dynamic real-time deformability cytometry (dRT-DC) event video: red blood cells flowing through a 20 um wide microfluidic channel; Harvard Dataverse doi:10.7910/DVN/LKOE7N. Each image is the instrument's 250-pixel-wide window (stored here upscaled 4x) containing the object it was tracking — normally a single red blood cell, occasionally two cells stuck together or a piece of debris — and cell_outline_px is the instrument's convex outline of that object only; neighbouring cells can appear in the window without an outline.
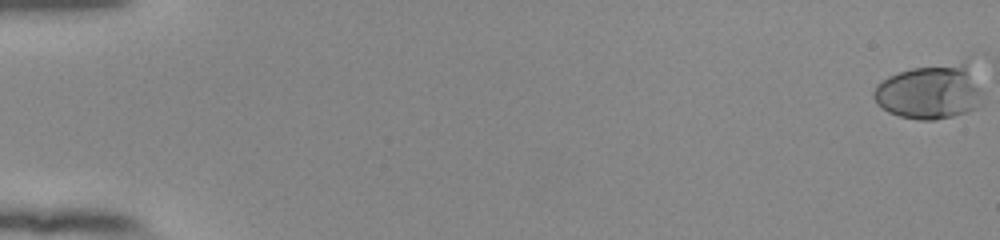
{"species": "human", "species_latin": "Homo sapiens", "temperature_condition": "room temperature", "stored_images_in_passage": 56, "camera_frame_rate_fps": 3000, "um_per_image_px": 0.085, "donor": {"sex": "female"}, "frame": {"image": 1, "passage_image": 1, "time_ms": 0.0, "image_size_px": [1000, 240], "cell_outline_px": [[984, 104], [980, 108], [968, 112], [936, 120], [920, 120], [900, 116], [888, 112], [876, 104], [872, 96], [872, 92], [876, 84], [888, 76], [912, 68], [960, 64], [964, 64], [984, 96]], "centroid_in_image_um": [78.99, 7.88], "position_along_channel_um": 6.0, "area_um2": 34.22}}
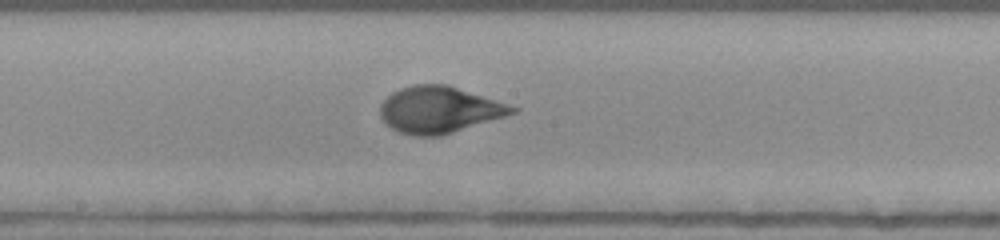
{"frame": {"image": 2, "passage_image": 32, "time_ms": 10.333, "image_size_px": [1000, 240], "cell_outline_px": [[520, 108], [516, 112], [504, 116], [440, 136], [412, 136], [400, 132], [392, 128], [380, 116], [380, 104], [392, 92], [400, 88], [412, 84], [448, 84]], "centroid_in_image_um": [37.31, 9.31], "position_along_channel_um": 210.9, "area_um2": 35.6}}
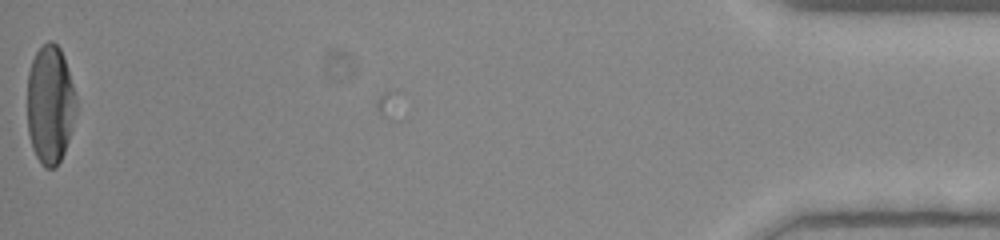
{"frame": {"image": 3, "passage_image": 56, "time_ms": 18.333, "image_size_px": [1000, 240], "cell_outline_px": [[76, 112], [72, 128], [64, 152], [60, 160], [52, 168], [44, 168], [40, 164], [32, 148], [28, 132], [28, 72], [32, 60], [36, 52], [48, 40], [52, 40], [60, 48], [64, 56], [76, 96]], "centroid_in_image_um": [4.26, 8.88], "position_along_channel_um": 430.9, "area_um2": 33.81}, "authors_computed_cell_mechanics": {"area_um2": 34.5933, "velocity_mm_per_s": 3.8687, "shape_relaxation_time_tau1_ms": 4.644, "shape_relaxation_time_tau2_ms": null, "deformation_change_tau1": 0.2217, "deformation_change_tau2": null}}